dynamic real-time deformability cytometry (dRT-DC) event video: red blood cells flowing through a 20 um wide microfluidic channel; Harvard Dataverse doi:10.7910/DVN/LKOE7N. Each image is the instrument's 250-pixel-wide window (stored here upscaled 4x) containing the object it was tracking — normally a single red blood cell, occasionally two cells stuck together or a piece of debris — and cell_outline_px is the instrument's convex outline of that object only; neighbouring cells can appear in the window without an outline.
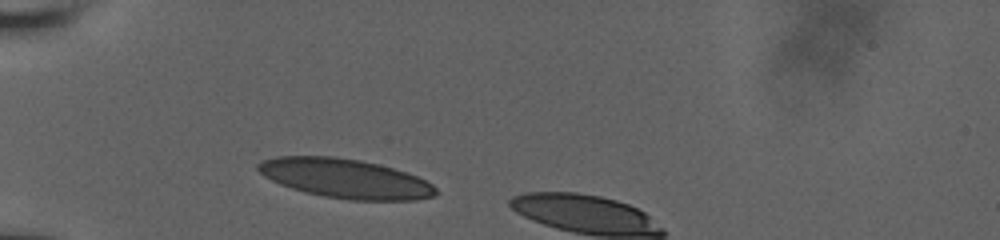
{"species": "human", "species_latin": "Homo sapiens", "temperature_condition": "room temperature", "stored_images_in_passage": 6, "camera_frame_rate_fps": 3000, "um_per_image_px": 0.085, "donor": {"sex": "male"}, "frame": {"image": 1, "passage_image": 1, "time_ms": 0.0, "image_size_px": [1000, 240], "cell_outline_px": [[436, 192], [432, 196], [416, 200], [348, 200], [324, 196], [292, 188], [280, 184], [264, 176], [256, 168], [256, 164], [260, 160], [276, 156], [336, 156], [360, 160], [392, 168], [416, 176], [432, 184], [436, 188]], "centroid_in_image_um": [29.29, 15.16], "position_along_channel_um": 55.7, "area_um2": 40.46}}
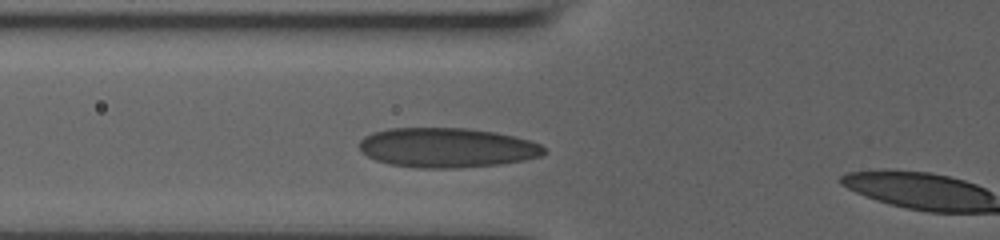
{"frame": {"image": 2, "passage_image": 5, "time_ms": 1.333, "image_size_px": [1000, 240], "cell_outline_px": [[548, 152], [540, 156], [524, 160], [500, 164], [456, 168], [416, 168], [388, 164], [376, 160], [360, 152], [360, 140], [364, 136], [372, 132], [388, 128], [468, 128], [496, 132], [516, 136], [532, 140], [540, 144]], "centroid_in_image_um": [38.0, 12.55], "position_along_channel_um": 87.8, "area_um2": 43.12}}